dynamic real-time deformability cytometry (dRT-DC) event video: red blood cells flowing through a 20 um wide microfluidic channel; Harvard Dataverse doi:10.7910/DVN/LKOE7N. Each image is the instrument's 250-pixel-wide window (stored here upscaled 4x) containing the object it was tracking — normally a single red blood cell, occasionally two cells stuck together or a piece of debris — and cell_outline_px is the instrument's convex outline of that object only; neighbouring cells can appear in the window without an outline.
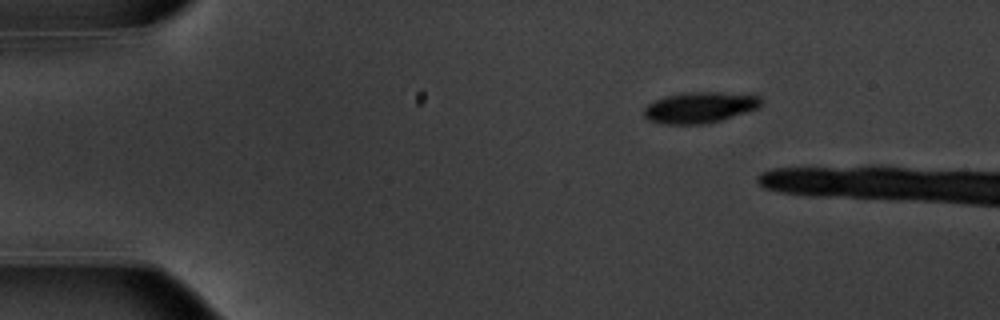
{"species": "common noctule bat (a hibernating species)", "species_latin": "Nyctalus noctula", "temperature_condition": "warm", "stored_images_in_passage": 8, "camera_frame_rate_fps": 3000, "um_per_image_px": 0.085, "animal": {"sex": "male", "body_mass_g": 20.1, "forearm_length_mm": 53.5}, "frame": {"image": 1, "passage_image": 1, "time_ms": 0.0, "image_size_px": [1000, 320], "cell_outline_px": [[760, 108], [720, 120], [704, 124], [664, 124], [648, 120], [644, 116], [644, 108], [648, 104], [656, 100], [668, 96], [684, 92], [720, 92], [760, 96]], "centroid_in_image_um": [59.47, 9.14], "position_along_channel_um": 25.5, "area_um2": 20.98}}